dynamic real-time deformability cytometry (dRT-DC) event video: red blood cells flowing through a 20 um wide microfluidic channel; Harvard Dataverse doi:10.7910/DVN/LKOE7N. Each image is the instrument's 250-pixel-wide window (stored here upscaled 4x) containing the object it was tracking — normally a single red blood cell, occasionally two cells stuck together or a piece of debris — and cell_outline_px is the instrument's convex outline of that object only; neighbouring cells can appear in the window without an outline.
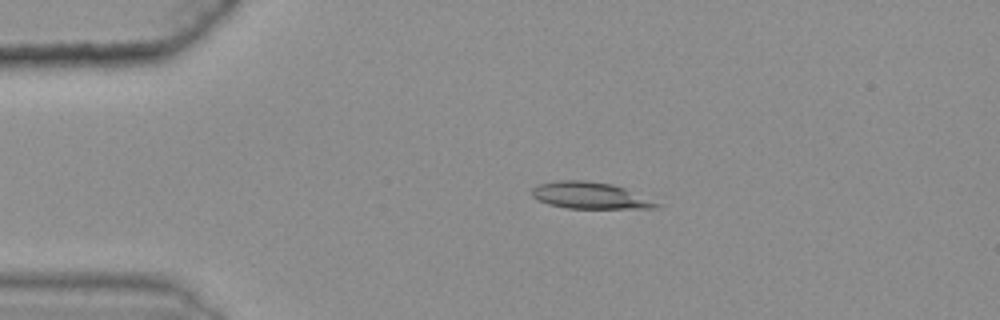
{"species": "common noctule bat (a hibernating species)", "species_latin": "Nyctalus noctula", "temperature_condition": "warm", "stored_images_in_passage": 45, "camera_frame_rate_fps": 3000, "um_per_image_px": 0.085, "animal": {"sex": "female", "body_mass_g": 25.1}, "frame": {"image": 1, "passage_image": 9, "time_ms": 2.667, "image_size_px": [1000, 320], "cell_outline_px": [[660, 204], [656, 208], [568, 208], [548, 204], [532, 196], [532, 188], [536, 184], [556, 180], [584, 180], [612, 184], [624, 188]], "centroid_in_image_um": [50.08, 16.6], "position_along_channel_um": 34.9, "area_um2": 19.07}}
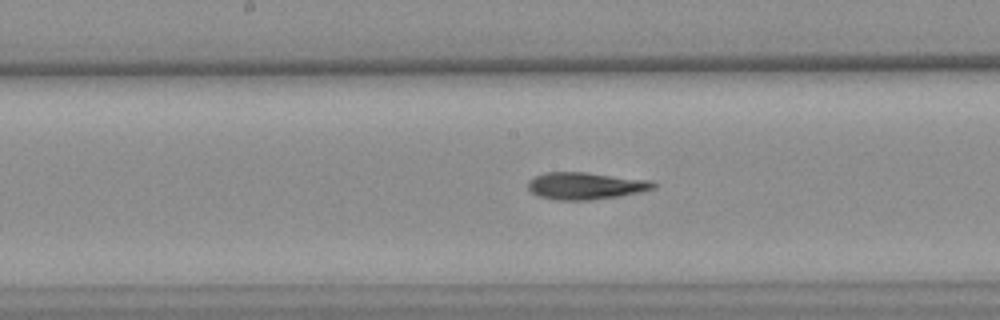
{"frame": {"image": 2, "passage_image": 26, "time_ms": 8.333, "image_size_px": [1000, 320], "cell_outline_px": [[656, 188], [640, 192], [620, 196], [588, 200], [556, 200], [536, 196], [528, 188], [528, 180], [532, 176], [544, 172], [584, 172], [648, 180], [656, 184]], "centroid_in_image_um": [49.71, 15.79], "position_along_channel_um": 198.5, "area_um2": 19.88}}
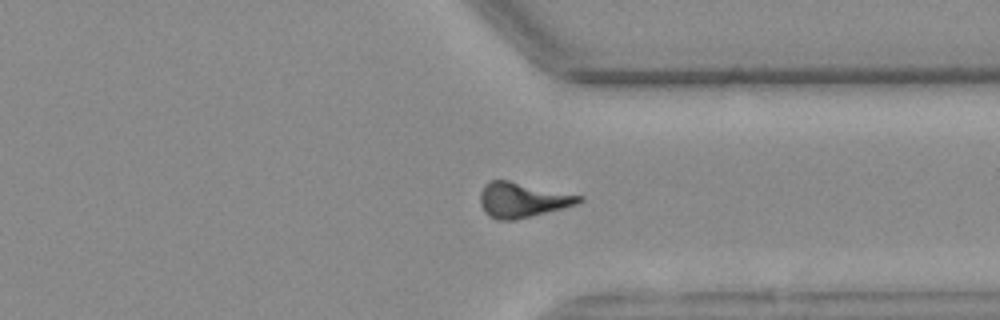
{"frame": {"image": 3, "passage_image": 40, "time_ms": 13.0, "image_size_px": [1000, 320], "cell_outline_px": [[584, 200], [576, 204], [516, 220], [496, 220], [488, 216], [484, 212], [480, 204], [480, 192], [484, 184], [488, 180], [508, 180], [584, 196]], "centroid_in_image_um": [44.35, 16.99], "position_along_channel_um": 367.0, "area_um2": 20.23}, "authors_computed_cell_mechanics": {"area_um2": 19.7098, "velocity_mm_per_s": 3.6195, "shape_relaxation_time_tau1_ms": 8.0549, "shape_relaxation_time_tau2_ms": 4.7674, "deformation_change_tau1": 0.2181, "deformation_change_tau2": 0.1263}}